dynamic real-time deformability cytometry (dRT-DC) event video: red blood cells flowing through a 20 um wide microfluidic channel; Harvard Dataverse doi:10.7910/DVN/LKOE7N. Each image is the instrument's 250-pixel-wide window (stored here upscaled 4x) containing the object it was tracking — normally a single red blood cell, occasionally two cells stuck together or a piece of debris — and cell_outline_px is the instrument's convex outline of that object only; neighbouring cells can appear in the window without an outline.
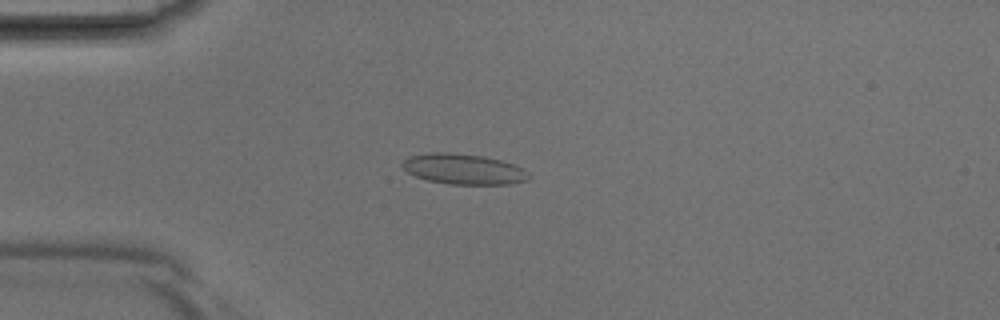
{"species": "Egyptian fruit bat (a non-hibernating species)", "species_latin": "Rousettus aegyptiacus", "temperature_condition": "room temperature", "stored_images_in_passage": 37, "camera_frame_rate_fps": 3000, "um_per_image_px": 0.085, "animal": {"sex": "male"}, "frame": {"image": 1, "passage_image": 7, "time_ms": 2.0, "image_size_px": [1000, 320], "cell_outline_px": [[532, 176], [528, 180], [508, 184], [448, 184], [428, 180], [416, 176], [408, 172], [400, 164], [408, 156], [432, 152], [444, 152], [484, 156], [500, 160], [524, 168]], "centroid_in_image_um": [39.42, 14.37], "position_along_channel_um": 45.6, "area_um2": 22.43}}
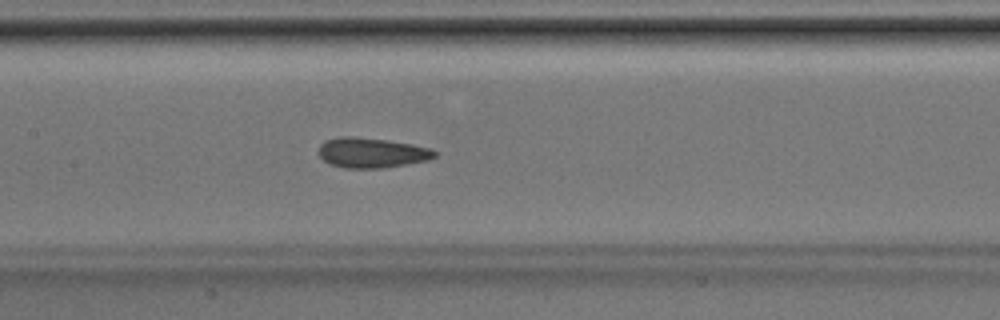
{"frame": {"image": 2, "passage_image": 16, "time_ms": 5.0, "image_size_px": [1000, 320], "cell_outline_px": [[436, 156], [428, 160], [408, 164], [384, 168], [344, 168], [328, 164], [316, 152], [320, 144], [324, 140], [340, 136], [352, 136], [388, 140], [412, 144], [432, 148], [436, 152]], "centroid_in_image_um": [31.56, 12.98], "position_along_channel_um": 175.8, "area_um2": 20.69}}
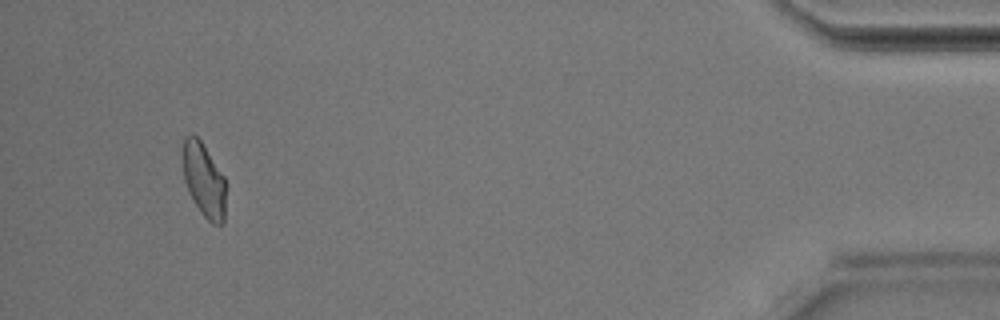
{"frame": {"image": 3, "passage_image": 35, "time_ms": 11.333, "image_size_px": [1000, 320], "cell_outline_px": [[224, 224], [212, 224], [200, 212], [188, 192], [184, 180], [180, 156], [184, 140], [188, 136], [196, 136], [200, 140], [224, 176]], "centroid_in_image_um": [17.28, 15.3], "position_along_channel_um": 417.9, "area_um2": 18.55}}